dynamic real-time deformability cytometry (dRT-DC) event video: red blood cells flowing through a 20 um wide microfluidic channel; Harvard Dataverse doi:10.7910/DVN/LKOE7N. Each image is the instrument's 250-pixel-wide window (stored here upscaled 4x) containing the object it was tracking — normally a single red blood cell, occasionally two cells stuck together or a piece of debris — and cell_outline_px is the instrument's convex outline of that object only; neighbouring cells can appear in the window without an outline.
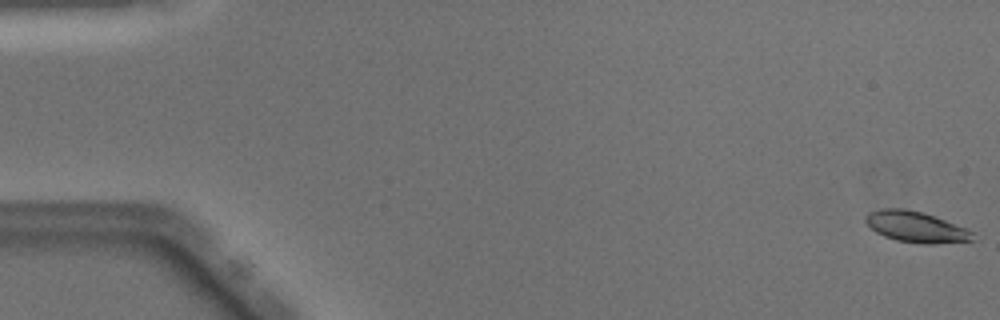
{"species": "Egyptian fruit bat (a non-hibernating species)", "species_latin": "Rousettus aegyptiacus", "temperature_condition": "warm", "stored_images_in_passage": 8, "camera_frame_rate_fps": 3000, "um_per_image_px": 0.085, "animal": {"sex": "male"}, "frame": {"image": 1, "passage_image": 1, "time_ms": 0.0, "image_size_px": [1000, 320], "cell_outline_px": [[976, 240], [932, 244], [924, 244], [896, 240], [884, 236], [876, 232], [864, 220], [864, 216], [868, 212], [880, 208], [904, 208], [924, 212], [964, 228], [972, 232]], "centroid_in_image_um": [77.82, 19.28], "position_along_channel_um": 7.2, "area_um2": 19.25}}